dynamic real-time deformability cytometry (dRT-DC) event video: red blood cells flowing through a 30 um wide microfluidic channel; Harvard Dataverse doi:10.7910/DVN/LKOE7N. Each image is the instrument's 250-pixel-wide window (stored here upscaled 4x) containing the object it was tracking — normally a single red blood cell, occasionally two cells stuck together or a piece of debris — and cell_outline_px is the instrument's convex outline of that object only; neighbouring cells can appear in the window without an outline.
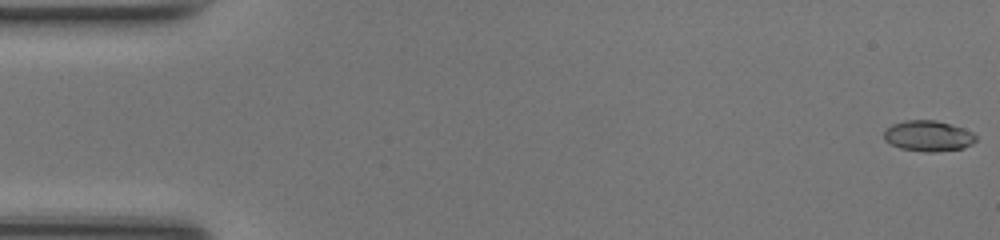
{"species": "common noctule bat (a hibernating species)", "species_latin": "Nyctalus noctula", "temperature_condition": "room temperature", "stored_images_in_passage": 43, "camera_frame_rate_fps": 3000, "um_per_image_px": 0.085, "animal": {"sex": "female", "body_mass_g": 17.0, "forearm_length_mm": 48.0}, "frame": {"image": 1, "passage_image": 1, "time_ms": 0.0, "image_size_px": [1000, 240], "cell_outline_px": [[976, 140], [972, 144], [964, 148], [936, 152], [924, 152], [900, 148], [888, 144], [884, 140], [884, 128], [892, 124], [904, 120], [936, 120], [964, 128], [972, 132], [976, 136]], "centroid_in_image_um": [78.87, 11.56], "position_along_channel_um": 6.1, "area_um2": 16.76}}
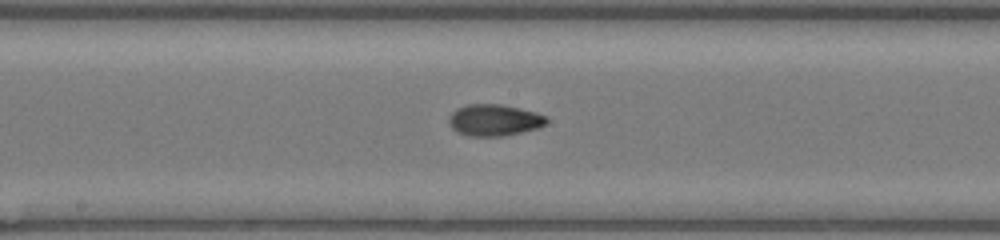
{"frame": {"image": 2, "passage_image": 26, "time_ms": 8.333, "image_size_px": [1000, 240], "cell_outline_px": [[548, 120], [540, 128], [504, 136], [468, 136], [456, 132], [448, 124], [448, 116], [456, 108], [468, 104], [500, 104], [520, 108], [536, 112], [548, 116]], "centroid_in_image_um": [42.0, 10.21], "position_along_channel_um": 206.2, "area_um2": 18.26}}
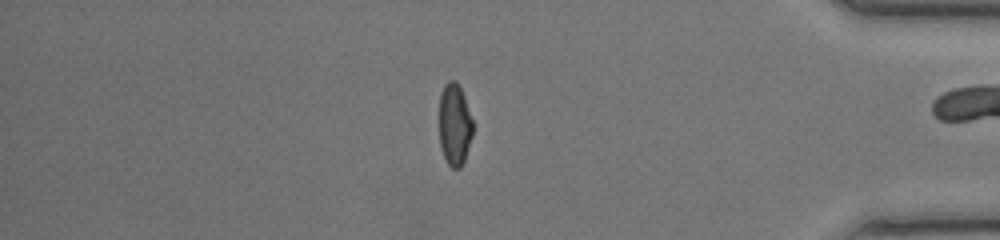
{"frame": {"image": 3, "passage_image": 42, "time_ms": 13.667, "image_size_px": [1000, 240], "cell_outline_px": [[472, 136], [464, 160], [460, 168], [452, 168], [448, 164], [440, 148], [440, 92], [444, 84], [448, 80], [456, 80], [464, 96], [472, 120]], "centroid_in_image_um": [38.63, 10.57], "position_along_channel_um": 396.6, "area_um2": 15.95}, "authors_computed_cell_mechanics": {"area_um2": 16.8198, "velocity_mm_per_s": 4.2575, "shape_relaxation_time_tau1_ms": 6.3363, "shape_relaxation_time_tau2_ms": 1.4233, "deformation_change_tau1": 0.2131, "deformation_change_tau2": 0.0564}}